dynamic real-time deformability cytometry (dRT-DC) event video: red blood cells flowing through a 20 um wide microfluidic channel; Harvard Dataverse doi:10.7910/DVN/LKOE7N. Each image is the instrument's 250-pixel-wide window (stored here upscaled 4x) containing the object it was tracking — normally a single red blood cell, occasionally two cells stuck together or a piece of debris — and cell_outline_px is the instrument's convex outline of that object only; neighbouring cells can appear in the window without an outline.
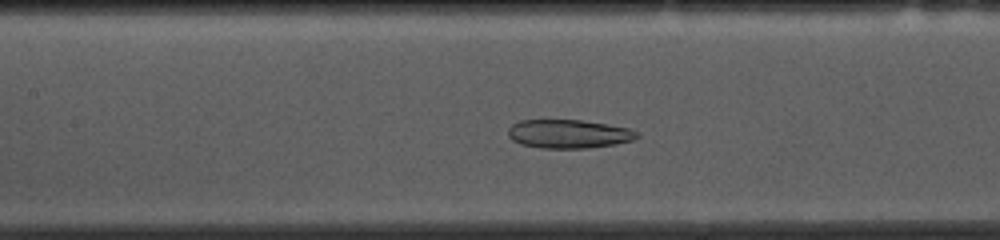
{"species": "common noctule bat (a hibernating species)", "species_latin": "Nyctalus noctula", "temperature_condition": "cold", "stored_images_in_passage": 53, "camera_frame_rate_fps": 3000, "um_per_image_px": 0.085, "animal": {"sex": "female", "body_mass_g": 10.0, "forearm_length_mm": 53.1}, "frame": {"image": 1, "passage_image": 23, "time_ms": 7.333, "image_size_px": [1000, 240], "cell_outline_px": [[640, 136], [632, 140], [616, 144], [588, 148], [540, 148], [520, 144], [512, 140], [508, 136], [508, 128], [512, 124], [520, 120], [580, 120], [608, 124], [628, 128], [636, 132]], "centroid_in_image_um": [48.31, 11.38], "position_along_channel_um": 159.1, "area_um2": 21.56}}
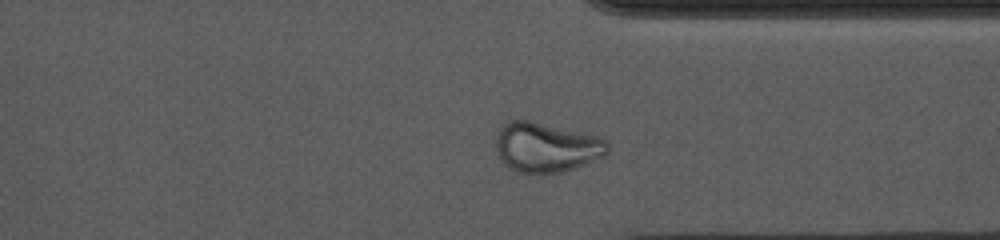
{"frame": {"image": 2, "passage_image": 40, "time_ms": 13.0, "image_size_px": [1000, 240], "cell_outline_px": [[608, 152], [604, 156], [584, 164], [560, 172], [516, 172], [508, 168], [504, 164], [496, 148], [496, 128], [508, 120], [528, 120], [600, 136], [608, 140]], "centroid_in_image_um": [46.41, 12.49], "position_along_channel_um": 365.0, "area_um2": 32.37}}
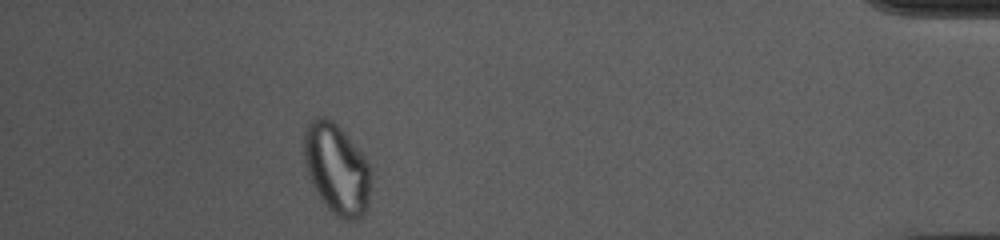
{"frame": {"image": 3, "passage_image": 48, "time_ms": 15.667, "image_size_px": [1000, 240], "cell_outline_px": [[372, 180], [368, 204], [364, 212], [356, 220], [344, 220], [336, 216], [324, 204], [312, 184], [304, 160], [304, 132], [308, 124], [316, 116], [324, 116], [332, 120], [340, 128], [372, 164]], "centroid_in_image_um": [28.66, 14.36], "position_along_channel_um": 406.5, "area_um2": 35.6}, "authors_computed_cell_mechanics": {"area_um2": 28.4954, "velocity_mm_per_s": 3.6632, "shape_relaxation_time_tau1_ms": null, "shape_relaxation_time_tau2_ms": 3.0604, "deformation_change_tau1": null, "deformation_change_tau2": 0.0843}}